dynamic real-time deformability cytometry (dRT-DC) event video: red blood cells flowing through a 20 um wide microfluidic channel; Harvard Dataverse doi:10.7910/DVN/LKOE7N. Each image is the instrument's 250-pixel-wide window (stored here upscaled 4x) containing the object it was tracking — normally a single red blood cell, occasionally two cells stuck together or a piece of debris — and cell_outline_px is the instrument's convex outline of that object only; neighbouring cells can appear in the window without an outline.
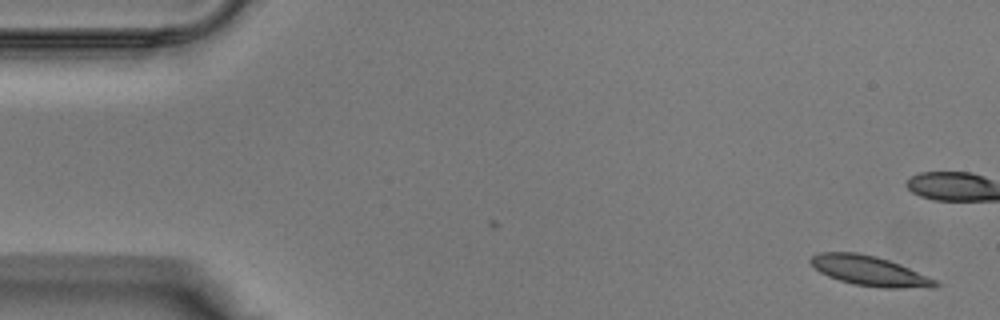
{"species": "Egyptian fruit bat (a non-hibernating species)", "species_latin": "Rousettus aegyptiacus", "temperature_condition": "warm", "stored_images_in_passage": 39, "camera_frame_rate_fps": 3000, "um_per_image_px": 0.085, "animal": {"sex": "male"}, "frame": {"image": 1, "passage_image": 1, "time_ms": 0.0, "image_size_px": [1000, 320], "cell_outline_px": [[940, 284], [936, 288], [884, 288], [852, 284], [828, 276], [820, 272], [808, 260], [812, 256], [820, 252], [856, 252], [876, 256], [900, 264], [936, 280]], "centroid_in_image_um": [73.93, 23.03], "position_along_channel_um": 11.1, "area_um2": 21.68}}
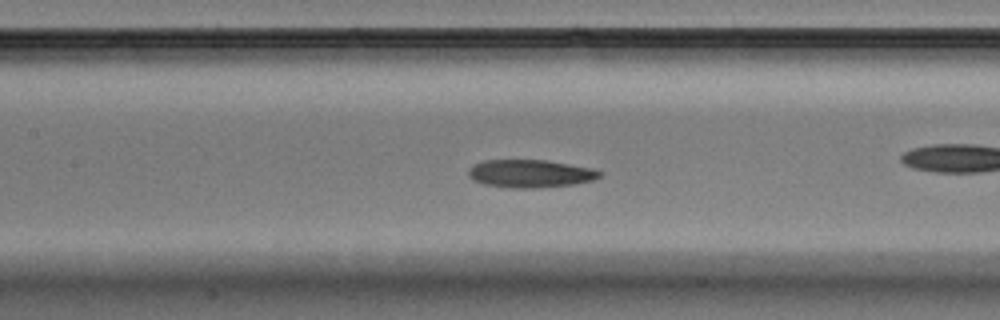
{"frame": {"image": 2, "passage_image": 17, "time_ms": 5.333, "image_size_px": [1000, 320], "cell_outline_px": [[604, 172], [600, 176], [592, 180], [576, 184], [536, 188], [512, 188], [484, 184], [472, 180], [468, 176], [468, 168], [472, 164], [484, 160], [548, 160], [592, 168]], "centroid_in_image_um": [45.05, 14.75], "position_along_channel_um": 162.3, "area_um2": 21.56}}